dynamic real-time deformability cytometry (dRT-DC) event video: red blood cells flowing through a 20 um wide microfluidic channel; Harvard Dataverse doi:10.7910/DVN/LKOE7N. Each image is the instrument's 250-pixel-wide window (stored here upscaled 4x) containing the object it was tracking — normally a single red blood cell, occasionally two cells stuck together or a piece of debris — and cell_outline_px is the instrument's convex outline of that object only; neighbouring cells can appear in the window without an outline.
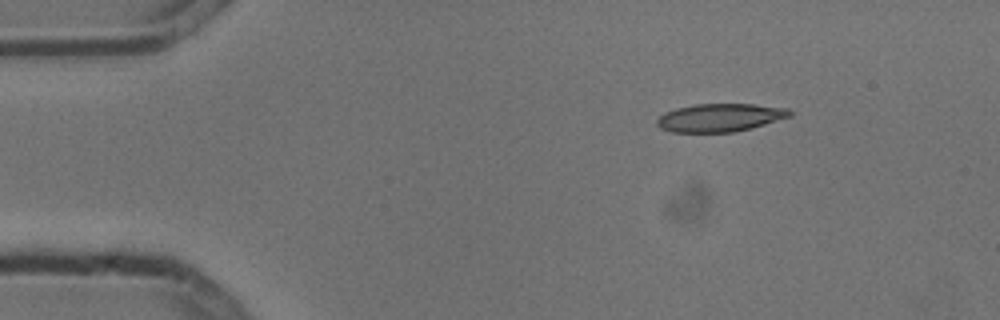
{"species": "common noctule bat (a hibernating species)", "species_latin": "Nyctalus noctula", "temperature_condition": "cold", "stored_images_in_passage": 5, "camera_frame_rate_fps": 3000, "um_per_image_px": 0.085, "animal": {"sex": "male", "body_mass_g": 13.3}, "frame": {"image": 1, "passage_image": 3, "time_ms": 0.667, "image_size_px": [1000, 320], "cell_outline_px": [[792, 116], [736, 132], [672, 132], [660, 128], [656, 124], [656, 120], [664, 112], [676, 108], [696, 104], [752, 104], [788, 108], [792, 112]], "centroid_in_image_um": [61.18, 10.0], "position_along_channel_um": 23.8, "area_um2": 21.73}}